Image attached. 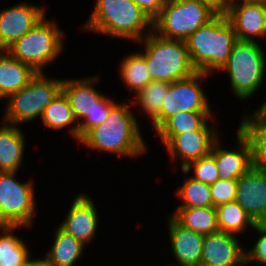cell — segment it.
Wrapping results in <instances>:
<instances>
[{"label": "cell", "instance_id": "cell-1", "mask_svg": "<svg viewBox=\"0 0 266 266\" xmlns=\"http://www.w3.org/2000/svg\"><path fill=\"white\" fill-rule=\"evenodd\" d=\"M127 102H118L109 112L107 121L89 129L79 140L86 147L136 158L148 150L139 130V120Z\"/></svg>", "mask_w": 266, "mask_h": 266}, {"label": "cell", "instance_id": "cell-2", "mask_svg": "<svg viewBox=\"0 0 266 266\" xmlns=\"http://www.w3.org/2000/svg\"><path fill=\"white\" fill-rule=\"evenodd\" d=\"M90 14L82 29L112 38L139 42L153 30V20L133 0H96Z\"/></svg>", "mask_w": 266, "mask_h": 266}, {"label": "cell", "instance_id": "cell-3", "mask_svg": "<svg viewBox=\"0 0 266 266\" xmlns=\"http://www.w3.org/2000/svg\"><path fill=\"white\" fill-rule=\"evenodd\" d=\"M237 41L234 27L226 14L218 13L206 25L190 34L185 43L194 68L213 76L227 62Z\"/></svg>", "mask_w": 266, "mask_h": 266}, {"label": "cell", "instance_id": "cell-4", "mask_svg": "<svg viewBox=\"0 0 266 266\" xmlns=\"http://www.w3.org/2000/svg\"><path fill=\"white\" fill-rule=\"evenodd\" d=\"M137 43L145 46L143 53L153 81L173 83L197 72L184 40L164 38L152 30Z\"/></svg>", "mask_w": 266, "mask_h": 266}, {"label": "cell", "instance_id": "cell-5", "mask_svg": "<svg viewBox=\"0 0 266 266\" xmlns=\"http://www.w3.org/2000/svg\"><path fill=\"white\" fill-rule=\"evenodd\" d=\"M265 51L257 42L237 41L227 62L219 70L229 74L232 94L237 99L251 98L264 83Z\"/></svg>", "mask_w": 266, "mask_h": 266}, {"label": "cell", "instance_id": "cell-6", "mask_svg": "<svg viewBox=\"0 0 266 266\" xmlns=\"http://www.w3.org/2000/svg\"><path fill=\"white\" fill-rule=\"evenodd\" d=\"M62 83L63 78H49L45 72H37L25 87L6 98L1 121L19 126L42 117L45 108L61 92Z\"/></svg>", "mask_w": 266, "mask_h": 266}, {"label": "cell", "instance_id": "cell-7", "mask_svg": "<svg viewBox=\"0 0 266 266\" xmlns=\"http://www.w3.org/2000/svg\"><path fill=\"white\" fill-rule=\"evenodd\" d=\"M63 34L55 20L44 17L6 51L35 72H44L43 67L52 64L64 50Z\"/></svg>", "mask_w": 266, "mask_h": 266}, {"label": "cell", "instance_id": "cell-8", "mask_svg": "<svg viewBox=\"0 0 266 266\" xmlns=\"http://www.w3.org/2000/svg\"><path fill=\"white\" fill-rule=\"evenodd\" d=\"M218 12L202 0H166L153 20V31L168 39L186 40Z\"/></svg>", "mask_w": 266, "mask_h": 266}, {"label": "cell", "instance_id": "cell-9", "mask_svg": "<svg viewBox=\"0 0 266 266\" xmlns=\"http://www.w3.org/2000/svg\"><path fill=\"white\" fill-rule=\"evenodd\" d=\"M17 172H0V226L33 225L34 214L37 212L34 183L20 182Z\"/></svg>", "mask_w": 266, "mask_h": 266}, {"label": "cell", "instance_id": "cell-10", "mask_svg": "<svg viewBox=\"0 0 266 266\" xmlns=\"http://www.w3.org/2000/svg\"><path fill=\"white\" fill-rule=\"evenodd\" d=\"M209 75L211 74L197 71L187 78L170 83L161 109L151 121L155 130L179 111L213 112L208 97L205 95L203 87H201V82L205 81L202 79Z\"/></svg>", "mask_w": 266, "mask_h": 266}, {"label": "cell", "instance_id": "cell-11", "mask_svg": "<svg viewBox=\"0 0 266 266\" xmlns=\"http://www.w3.org/2000/svg\"><path fill=\"white\" fill-rule=\"evenodd\" d=\"M46 9L32 3H22L0 11V50H6L29 32L46 15Z\"/></svg>", "mask_w": 266, "mask_h": 266}, {"label": "cell", "instance_id": "cell-12", "mask_svg": "<svg viewBox=\"0 0 266 266\" xmlns=\"http://www.w3.org/2000/svg\"><path fill=\"white\" fill-rule=\"evenodd\" d=\"M256 224L266 223V170L252 166L237 183L235 200Z\"/></svg>", "mask_w": 266, "mask_h": 266}, {"label": "cell", "instance_id": "cell-13", "mask_svg": "<svg viewBox=\"0 0 266 266\" xmlns=\"http://www.w3.org/2000/svg\"><path fill=\"white\" fill-rule=\"evenodd\" d=\"M90 197L84 192L79 193L71 202L66 218L59 225L85 246L92 243L99 225L97 207Z\"/></svg>", "mask_w": 266, "mask_h": 266}, {"label": "cell", "instance_id": "cell-14", "mask_svg": "<svg viewBox=\"0 0 266 266\" xmlns=\"http://www.w3.org/2000/svg\"><path fill=\"white\" fill-rule=\"evenodd\" d=\"M239 41L257 42L255 37H266V0L240 2L230 5L225 12Z\"/></svg>", "mask_w": 266, "mask_h": 266}, {"label": "cell", "instance_id": "cell-15", "mask_svg": "<svg viewBox=\"0 0 266 266\" xmlns=\"http://www.w3.org/2000/svg\"><path fill=\"white\" fill-rule=\"evenodd\" d=\"M235 234L205 235L200 266H245V250Z\"/></svg>", "mask_w": 266, "mask_h": 266}, {"label": "cell", "instance_id": "cell-16", "mask_svg": "<svg viewBox=\"0 0 266 266\" xmlns=\"http://www.w3.org/2000/svg\"><path fill=\"white\" fill-rule=\"evenodd\" d=\"M217 130H197L173 135L165 144L171 160L179 159L181 169L189 163L210 154L213 143L219 138Z\"/></svg>", "mask_w": 266, "mask_h": 266}, {"label": "cell", "instance_id": "cell-17", "mask_svg": "<svg viewBox=\"0 0 266 266\" xmlns=\"http://www.w3.org/2000/svg\"><path fill=\"white\" fill-rule=\"evenodd\" d=\"M100 80L99 75L63 79L61 92L67 98L78 123L98 108L99 103L106 97L94 86Z\"/></svg>", "mask_w": 266, "mask_h": 266}, {"label": "cell", "instance_id": "cell-18", "mask_svg": "<svg viewBox=\"0 0 266 266\" xmlns=\"http://www.w3.org/2000/svg\"><path fill=\"white\" fill-rule=\"evenodd\" d=\"M237 148L225 149L220 145V137L213 143L210 155L215 159L219 177L238 180L252 166L249 141L237 129Z\"/></svg>", "mask_w": 266, "mask_h": 266}, {"label": "cell", "instance_id": "cell-19", "mask_svg": "<svg viewBox=\"0 0 266 266\" xmlns=\"http://www.w3.org/2000/svg\"><path fill=\"white\" fill-rule=\"evenodd\" d=\"M167 220L171 252L177 261L175 265L200 266L205 235L183 227L170 214Z\"/></svg>", "mask_w": 266, "mask_h": 266}, {"label": "cell", "instance_id": "cell-20", "mask_svg": "<svg viewBox=\"0 0 266 266\" xmlns=\"http://www.w3.org/2000/svg\"><path fill=\"white\" fill-rule=\"evenodd\" d=\"M26 138L18 125L1 122L0 172H18L22 166Z\"/></svg>", "mask_w": 266, "mask_h": 266}, {"label": "cell", "instance_id": "cell-21", "mask_svg": "<svg viewBox=\"0 0 266 266\" xmlns=\"http://www.w3.org/2000/svg\"><path fill=\"white\" fill-rule=\"evenodd\" d=\"M36 73L6 50H0V99L25 87Z\"/></svg>", "mask_w": 266, "mask_h": 266}, {"label": "cell", "instance_id": "cell-22", "mask_svg": "<svg viewBox=\"0 0 266 266\" xmlns=\"http://www.w3.org/2000/svg\"><path fill=\"white\" fill-rule=\"evenodd\" d=\"M214 114L211 112H185L179 111L169 117L156 131L161 143L165 144L173 135L197 130H215L208 122L213 121ZM210 120V121H209ZM212 127V128H211ZM157 132V133H156Z\"/></svg>", "mask_w": 266, "mask_h": 266}, {"label": "cell", "instance_id": "cell-23", "mask_svg": "<svg viewBox=\"0 0 266 266\" xmlns=\"http://www.w3.org/2000/svg\"><path fill=\"white\" fill-rule=\"evenodd\" d=\"M171 216L183 227L203 235L219 231L216 207H176Z\"/></svg>", "mask_w": 266, "mask_h": 266}, {"label": "cell", "instance_id": "cell-24", "mask_svg": "<svg viewBox=\"0 0 266 266\" xmlns=\"http://www.w3.org/2000/svg\"><path fill=\"white\" fill-rule=\"evenodd\" d=\"M241 121L238 130L249 141L253 166L266 170V120L256 118L251 112Z\"/></svg>", "mask_w": 266, "mask_h": 266}, {"label": "cell", "instance_id": "cell-25", "mask_svg": "<svg viewBox=\"0 0 266 266\" xmlns=\"http://www.w3.org/2000/svg\"><path fill=\"white\" fill-rule=\"evenodd\" d=\"M41 121L47 128L57 131L68 126L72 138L79 142V123L62 92L45 108Z\"/></svg>", "mask_w": 266, "mask_h": 266}, {"label": "cell", "instance_id": "cell-26", "mask_svg": "<svg viewBox=\"0 0 266 266\" xmlns=\"http://www.w3.org/2000/svg\"><path fill=\"white\" fill-rule=\"evenodd\" d=\"M52 248L45 254V259L55 266H73L83 255L84 247L60 226L54 231Z\"/></svg>", "mask_w": 266, "mask_h": 266}, {"label": "cell", "instance_id": "cell-27", "mask_svg": "<svg viewBox=\"0 0 266 266\" xmlns=\"http://www.w3.org/2000/svg\"><path fill=\"white\" fill-rule=\"evenodd\" d=\"M18 227L0 226V266H27L32 258L26 242L13 233Z\"/></svg>", "mask_w": 266, "mask_h": 266}, {"label": "cell", "instance_id": "cell-28", "mask_svg": "<svg viewBox=\"0 0 266 266\" xmlns=\"http://www.w3.org/2000/svg\"><path fill=\"white\" fill-rule=\"evenodd\" d=\"M121 61L119 64V75L130 92L136 95L153 81L146 66L145 55L142 51L132 52Z\"/></svg>", "mask_w": 266, "mask_h": 266}, {"label": "cell", "instance_id": "cell-29", "mask_svg": "<svg viewBox=\"0 0 266 266\" xmlns=\"http://www.w3.org/2000/svg\"><path fill=\"white\" fill-rule=\"evenodd\" d=\"M219 231L240 234L246 228H254L256 223L236 202L231 201L216 207Z\"/></svg>", "mask_w": 266, "mask_h": 266}, {"label": "cell", "instance_id": "cell-30", "mask_svg": "<svg viewBox=\"0 0 266 266\" xmlns=\"http://www.w3.org/2000/svg\"><path fill=\"white\" fill-rule=\"evenodd\" d=\"M170 83L161 81H151L142 90H140L136 95V101L130 99L128 102L137 103L140 106V110L146 114L148 119L152 121L159 113L166 93L169 89Z\"/></svg>", "mask_w": 266, "mask_h": 266}, {"label": "cell", "instance_id": "cell-31", "mask_svg": "<svg viewBox=\"0 0 266 266\" xmlns=\"http://www.w3.org/2000/svg\"><path fill=\"white\" fill-rule=\"evenodd\" d=\"M184 178L185 181L177 190V196L181 199L178 207H214L211 200L210 185L193 179Z\"/></svg>", "mask_w": 266, "mask_h": 266}, {"label": "cell", "instance_id": "cell-32", "mask_svg": "<svg viewBox=\"0 0 266 266\" xmlns=\"http://www.w3.org/2000/svg\"><path fill=\"white\" fill-rule=\"evenodd\" d=\"M191 170L194 173L190 177L208 185L214 184L220 179L215 159L210 154L189 163L181 169L182 173L185 174H188Z\"/></svg>", "mask_w": 266, "mask_h": 266}, {"label": "cell", "instance_id": "cell-33", "mask_svg": "<svg viewBox=\"0 0 266 266\" xmlns=\"http://www.w3.org/2000/svg\"><path fill=\"white\" fill-rule=\"evenodd\" d=\"M118 102L114 101L110 97L106 96L98 105L92 113L87 115L80 123H79V140L80 138L92 127L97 125H103L108 118L110 110L117 104Z\"/></svg>", "mask_w": 266, "mask_h": 266}, {"label": "cell", "instance_id": "cell-34", "mask_svg": "<svg viewBox=\"0 0 266 266\" xmlns=\"http://www.w3.org/2000/svg\"><path fill=\"white\" fill-rule=\"evenodd\" d=\"M238 180L218 179L210 185L211 200L214 207L235 201Z\"/></svg>", "mask_w": 266, "mask_h": 266}, {"label": "cell", "instance_id": "cell-35", "mask_svg": "<svg viewBox=\"0 0 266 266\" xmlns=\"http://www.w3.org/2000/svg\"><path fill=\"white\" fill-rule=\"evenodd\" d=\"M259 232L258 237L251 249H245V266L255 262L256 264L266 265V223L256 224L253 228Z\"/></svg>", "mask_w": 266, "mask_h": 266}, {"label": "cell", "instance_id": "cell-36", "mask_svg": "<svg viewBox=\"0 0 266 266\" xmlns=\"http://www.w3.org/2000/svg\"><path fill=\"white\" fill-rule=\"evenodd\" d=\"M145 14L154 20L164 7L166 0H133Z\"/></svg>", "mask_w": 266, "mask_h": 266}, {"label": "cell", "instance_id": "cell-37", "mask_svg": "<svg viewBox=\"0 0 266 266\" xmlns=\"http://www.w3.org/2000/svg\"><path fill=\"white\" fill-rule=\"evenodd\" d=\"M209 4L218 13H225L229 8V0H202Z\"/></svg>", "mask_w": 266, "mask_h": 266}, {"label": "cell", "instance_id": "cell-38", "mask_svg": "<svg viewBox=\"0 0 266 266\" xmlns=\"http://www.w3.org/2000/svg\"><path fill=\"white\" fill-rule=\"evenodd\" d=\"M27 266H55L47 261L45 258H31Z\"/></svg>", "mask_w": 266, "mask_h": 266}, {"label": "cell", "instance_id": "cell-39", "mask_svg": "<svg viewBox=\"0 0 266 266\" xmlns=\"http://www.w3.org/2000/svg\"><path fill=\"white\" fill-rule=\"evenodd\" d=\"M256 118L261 120H266V101L259 106L258 110H255L252 113Z\"/></svg>", "mask_w": 266, "mask_h": 266}, {"label": "cell", "instance_id": "cell-40", "mask_svg": "<svg viewBox=\"0 0 266 266\" xmlns=\"http://www.w3.org/2000/svg\"><path fill=\"white\" fill-rule=\"evenodd\" d=\"M263 0H229V6L240 2H259Z\"/></svg>", "mask_w": 266, "mask_h": 266}]
</instances>
